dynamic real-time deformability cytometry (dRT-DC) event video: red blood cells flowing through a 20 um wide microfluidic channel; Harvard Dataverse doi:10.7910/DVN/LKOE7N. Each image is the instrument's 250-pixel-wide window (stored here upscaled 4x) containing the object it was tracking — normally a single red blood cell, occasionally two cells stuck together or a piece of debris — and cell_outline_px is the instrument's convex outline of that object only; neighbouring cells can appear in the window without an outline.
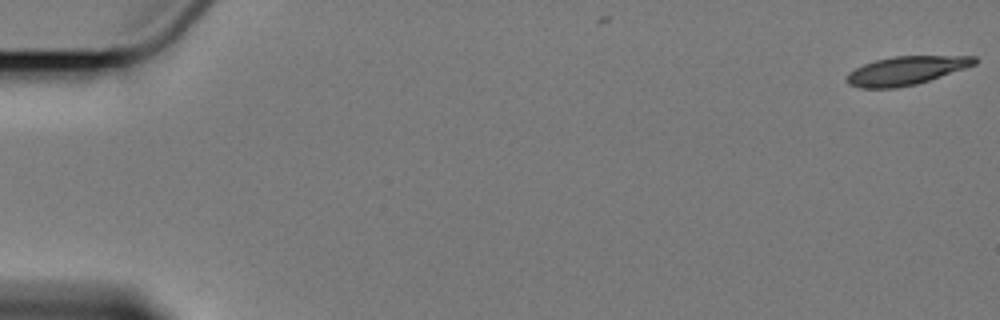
{"species": "Egyptian fruit bat (a non-hibernating species)", "species_latin": "Rousettus aegyptiacus", "temperature_condition": "cold", "stored_images_in_passage": 4, "camera_frame_rate_fps": 3000, "um_per_image_px": 0.085, "animal": {"sex": "female"}, "frame": {"image": 1, "passage_image": 1, "time_ms": 0.0, "image_size_px": [1000, 320], "cell_outline_px": [[980, 60], [976, 64], [916, 84], [896, 88], [860, 88], [848, 84], [844, 80], [848, 72], [864, 64], [876, 60], [892, 56], [976, 56]], "centroid_in_image_um": [76.98, 6.0], "position_along_channel_um": 8.0, "area_um2": 21.21}}